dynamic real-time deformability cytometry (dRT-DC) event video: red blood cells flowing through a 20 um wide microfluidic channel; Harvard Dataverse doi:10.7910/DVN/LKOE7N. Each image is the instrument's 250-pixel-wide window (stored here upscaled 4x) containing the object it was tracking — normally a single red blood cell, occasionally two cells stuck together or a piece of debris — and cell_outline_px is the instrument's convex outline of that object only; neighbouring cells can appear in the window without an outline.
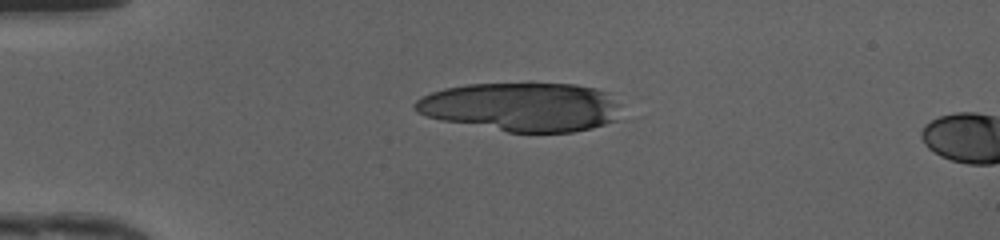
{"species": "human", "species_latin": "Homo sapiens", "temperature_condition": "cold", "stored_images_in_passage": 5, "camera_frame_rate_fps": 3000, "um_per_image_px": 0.085, "donor": {"sex": "female"}, "frame": {"image": 1, "passage_image": 1, "time_ms": 0.0, "image_size_px": [1000, 240], "cell_outline_px": [[620, 104], [616, 120], [592, 128], [572, 132], [508, 132], [440, 120], [416, 112], [412, 108], [412, 104], [416, 100], [432, 92], [444, 88], [468, 84], [528, 80], [576, 84], [596, 88], [608, 92]], "centroid_in_image_um": [44.33, 9.03], "position_along_channel_um": 40.7, "area_um2": 60.29}}